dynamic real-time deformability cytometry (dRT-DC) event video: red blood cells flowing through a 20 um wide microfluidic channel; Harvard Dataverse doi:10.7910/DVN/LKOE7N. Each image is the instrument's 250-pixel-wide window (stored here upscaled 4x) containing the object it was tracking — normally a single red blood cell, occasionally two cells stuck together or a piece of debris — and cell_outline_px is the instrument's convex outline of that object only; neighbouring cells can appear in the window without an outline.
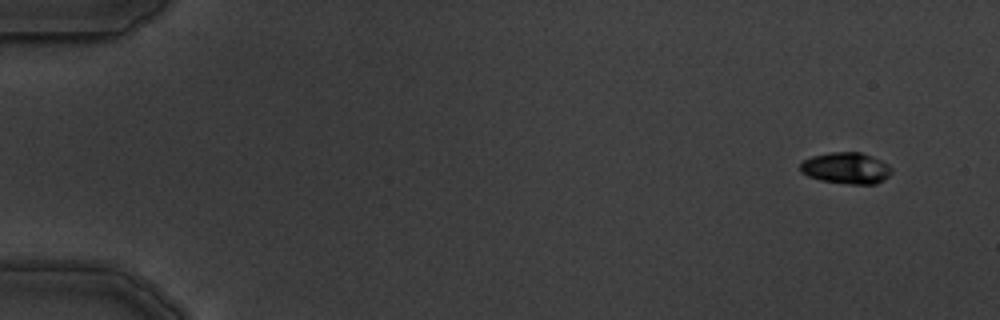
{"species": "common noctule bat (a hibernating species)", "species_latin": "Nyctalus noctula", "temperature_condition": "warm", "stored_images_in_passage": 5, "camera_frame_rate_fps": 3000, "um_per_image_px": 0.085, "animal": {"sex": "male", "body_mass_g": 19.5, "forearm_length_mm": 54.6}, "frame": {"image": 1, "passage_image": 1, "time_ms": 0.0, "image_size_px": [1000, 320], "cell_outline_px": [[892, 172], [884, 180], [876, 184], [848, 184], [820, 180], [808, 176], [800, 172], [800, 164], [804, 160], [812, 156], [832, 152], [860, 152], [880, 160], [888, 164], [892, 168]], "centroid_in_image_um": [71.92, 14.3], "position_along_channel_um": 13.1, "area_um2": 16.7}}